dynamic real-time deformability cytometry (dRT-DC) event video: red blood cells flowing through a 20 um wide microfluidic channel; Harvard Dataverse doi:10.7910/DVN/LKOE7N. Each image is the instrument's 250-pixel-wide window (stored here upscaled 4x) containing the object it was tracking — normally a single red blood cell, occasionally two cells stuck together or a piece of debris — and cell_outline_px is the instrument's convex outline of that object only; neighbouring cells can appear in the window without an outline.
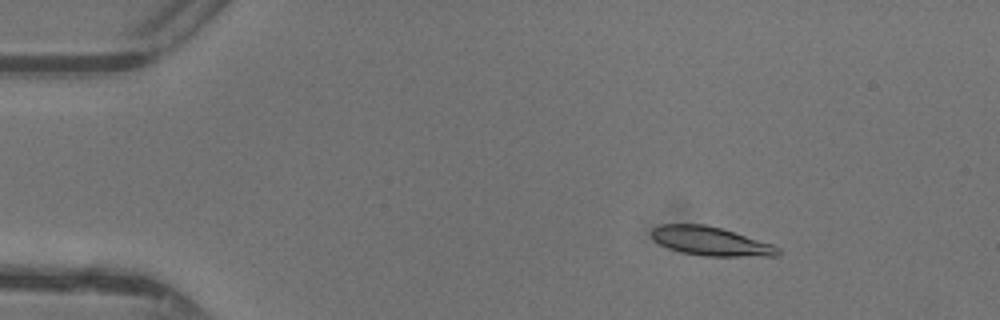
{"species": "common noctule bat (a hibernating species)", "species_latin": "Nyctalus noctula", "temperature_condition": "warm", "stored_images_in_passage": 48, "camera_frame_rate_fps": 3000, "um_per_image_px": 0.085, "animal": {"sex": "female"}, "frame": {"image": 1, "passage_image": 8, "time_ms": 2.333, "image_size_px": [1000, 320], "cell_outline_px": [[780, 252], [776, 256], [704, 256], [680, 252], [668, 248], [660, 244], [652, 236], [652, 228], [660, 224], [704, 224], [720, 228], [772, 244], [780, 248]], "centroid_in_image_um": [60.39, 20.51], "position_along_channel_um": 24.6, "area_um2": 21.04}}
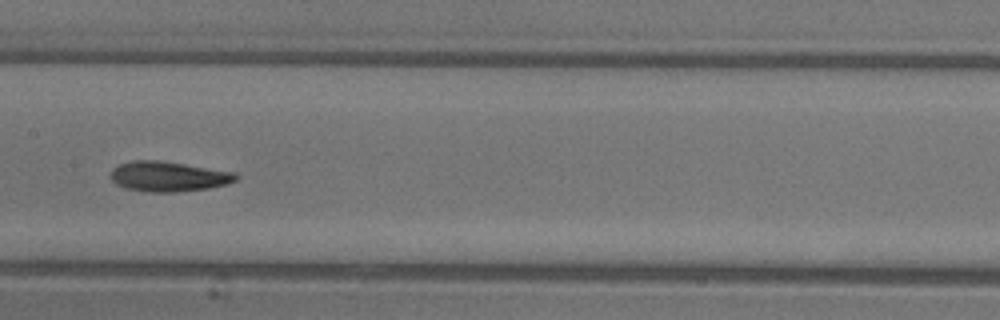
{"frame": {"image": 2, "passage_image": 25, "time_ms": 8.0, "image_size_px": [1000, 320], "cell_outline_px": [[240, 176], [236, 180], [228, 184], [208, 188], [176, 192], [148, 192], [124, 188], [116, 184], [108, 176], [112, 168], [120, 164], [132, 160], [160, 160], [236, 172]], "centroid_in_image_um": [14.3, 15.0], "position_along_channel_um": 193.1, "area_um2": 22.25}}
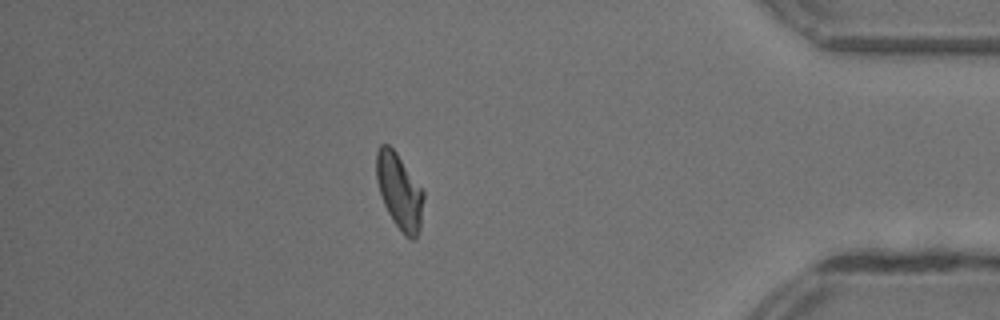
{"frame": {"image": 3, "passage_image": 42, "time_ms": 13.667, "image_size_px": [1000, 320], "cell_outline_px": [[424, 196], [420, 228], [416, 240], [412, 240], [404, 236], [392, 220], [384, 204], [376, 180], [376, 152], [380, 144], [388, 144], [396, 152], [424, 192]], "centroid_in_image_um": [33.94, 16.29], "position_along_channel_um": 401.3, "area_um2": 20.75}, "authors_computed_cell_mechanics": {"area_um2": 20.808, "velocity_mm_per_s": 4.3863, "shape_relaxation_time_tau1_ms": 4.4195, "shape_relaxation_time_tau2_ms": 2.7089, "deformation_change_tau1": 0.169, "deformation_change_tau2": 0.0979}}